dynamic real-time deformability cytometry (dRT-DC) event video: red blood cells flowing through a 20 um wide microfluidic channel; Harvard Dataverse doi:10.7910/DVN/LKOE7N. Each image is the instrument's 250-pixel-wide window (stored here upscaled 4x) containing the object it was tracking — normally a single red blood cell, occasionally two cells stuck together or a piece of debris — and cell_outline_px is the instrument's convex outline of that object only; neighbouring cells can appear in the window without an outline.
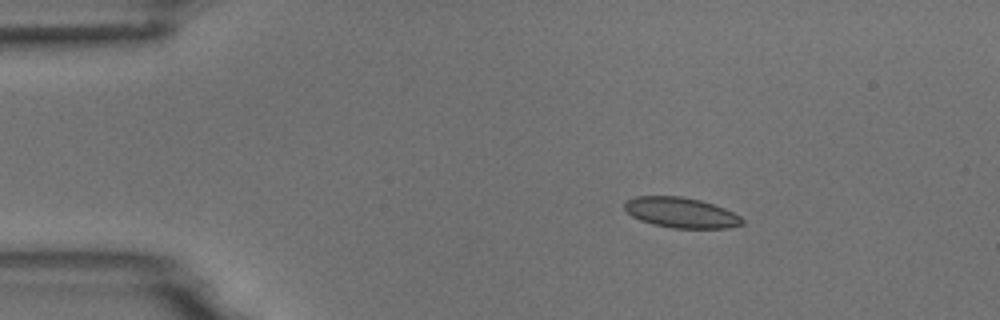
{"species": "common noctule bat (a hibernating species)", "species_latin": "Nyctalus noctula", "temperature_condition": "room temperature", "stored_images_in_passage": 4, "camera_frame_rate_fps": 3000, "um_per_image_px": 0.085, "animal": {"sex": "male", "body_mass_g": 18.8}, "frame": {"image": 1, "passage_image": 2, "time_ms": 2.333, "image_size_px": [1000, 320], "cell_outline_px": [[744, 224], [728, 228], [672, 228], [652, 224], [640, 220], [632, 216], [624, 208], [624, 204], [628, 200], [636, 196], [680, 196], [700, 200], [724, 208], [740, 216], [744, 220]], "centroid_in_image_um": [57.89, 18.08], "position_along_channel_um": 27.1, "area_um2": 20.75}}